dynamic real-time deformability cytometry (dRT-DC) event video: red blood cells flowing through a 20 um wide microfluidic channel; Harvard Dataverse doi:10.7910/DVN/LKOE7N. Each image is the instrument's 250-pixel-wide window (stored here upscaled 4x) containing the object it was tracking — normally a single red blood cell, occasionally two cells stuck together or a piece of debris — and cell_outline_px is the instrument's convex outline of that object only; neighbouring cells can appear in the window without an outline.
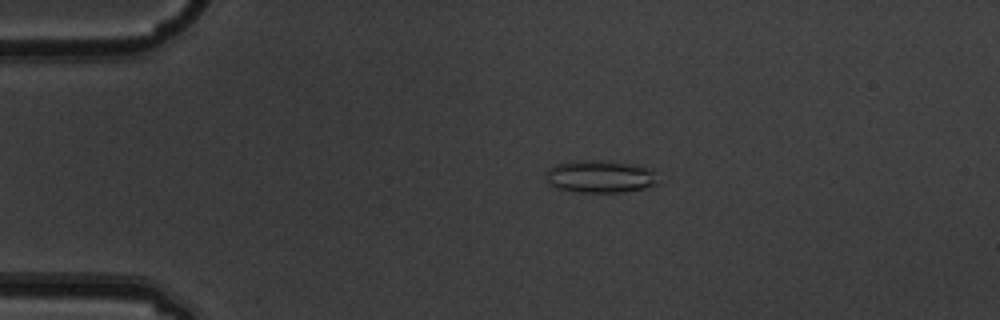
{"species": "common noctule bat (a hibernating species)", "species_latin": "Nyctalus noctula", "temperature_condition": "warm", "stored_images_in_passage": 7, "camera_frame_rate_fps": 3000, "um_per_image_px": 0.085, "animal": {"sex": "male", "body_mass_g": 19.5, "forearm_length_mm": 54.6}, "frame": {"image": 1, "passage_image": 4, "time_ms": 1.0, "image_size_px": [1000, 320], "cell_outline_px": [[660, 184], [644, 188], [620, 192], [580, 192], [556, 188], [548, 180], [548, 168], [552, 164], [572, 160], [608, 160], [648, 168], [652, 172]], "centroid_in_image_um": [50.99, 14.99], "position_along_channel_um": 34.0, "area_um2": 21.1}}
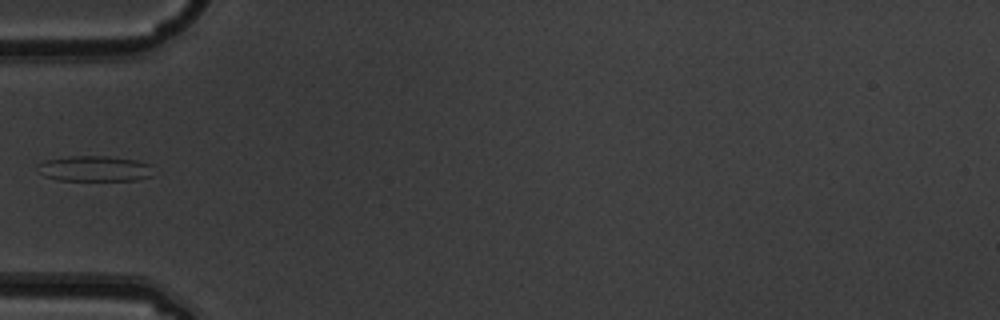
{"frame": {"image": 2, "passage_image": 6, "time_ms": 1.667, "image_size_px": [1000, 320], "cell_outline_px": [[152, 176], [136, 180], [60, 180], [44, 176], [40, 164], [44, 160], [68, 156], [108, 156], [136, 160], [152, 164]], "centroid_in_image_um": [8.13, 14.32], "position_along_channel_um": 76.9, "area_um2": 17.05}}
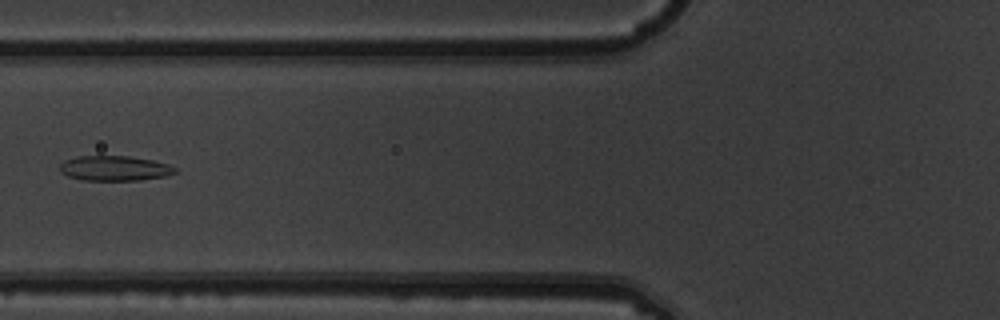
{"frame": {"image": 3, "passage_image": 7, "time_ms": 2.0, "image_size_px": [1000, 320], "cell_outline_px": [[176, 172], [164, 176], [140, 180], [84, 180], [68, 176], [60, 172], [60, 164], [64, 160], [76, 156], [128, 156], [152, 160], [168, 164], [176, 168]], "centroid_in_image_um": [9.71, 14.3], "position_along_channel_um": 116.1, "area_um2": 16.7}}